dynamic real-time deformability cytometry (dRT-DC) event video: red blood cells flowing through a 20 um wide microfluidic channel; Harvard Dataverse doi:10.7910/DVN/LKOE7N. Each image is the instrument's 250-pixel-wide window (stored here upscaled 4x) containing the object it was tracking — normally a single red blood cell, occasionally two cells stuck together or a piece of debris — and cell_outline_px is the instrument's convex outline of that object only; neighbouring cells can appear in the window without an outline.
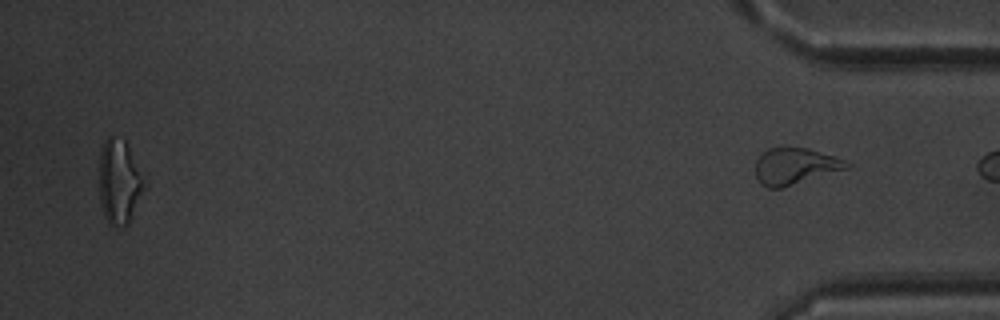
{"species": "common noctule bat (a hibernating species)", "species_latin": "Nyctalus noctula", "temperature_condition": "warm", "stored_images_in_passage": 43, "segment_of_instrument_passage": [2, 2], "camera_frame_rate_fps": 3000, "um_per_image_px": 0.085, "animal": {"sex": "male", "body_mass_g": 20.1, "forearm_length_mm": 53.5}, "frame": {"image": 1, "passage_image": 43, "time_ms": 14.0, "image_size_px": [1000, 320], "cell_outline_px": [[852, 164], [848, 168], [780, 188], [768, 188], [760, 184], [756, 176], [756, 160], [768, 148], [808, 148], [836, 156]], "centroid_in_image_um": [67.58, 14.12], "position_along_channel_um": 367.6, "area_um2": 19.13}}